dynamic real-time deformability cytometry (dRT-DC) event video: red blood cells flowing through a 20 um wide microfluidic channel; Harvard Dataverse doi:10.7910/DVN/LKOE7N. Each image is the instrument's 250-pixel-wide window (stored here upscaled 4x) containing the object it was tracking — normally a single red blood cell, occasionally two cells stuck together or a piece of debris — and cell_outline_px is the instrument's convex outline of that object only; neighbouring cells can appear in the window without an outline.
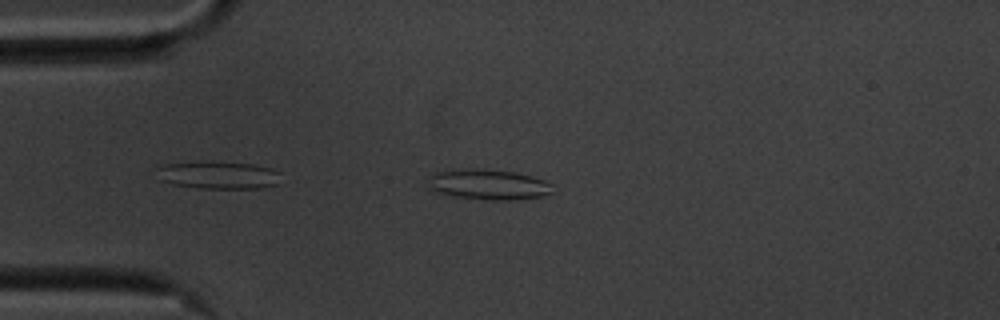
{"species": "common noctule bat (a hibernating species)", "species_latin": "Nyctalus noctula", "temperature_condition": "cold", "stored_images_in_passage": 37, "camera_frame_rate_fps": 3000, "um_per_image_px": 0.085, "animal": {"sex": "male", "body_mass_g": 20.1, "forearm_length_mm": 53.5}, "frame": {"image": 1, "passage_image": 4, "time_ms": 1.0, "image_size_px": [1000, 320], "cell_outline_px": [[552, 192], [544, 196], [508, 200], [492, 200], [452, 196], [436, 192], [428, 188], [428, 184], [432, 172], [516, 172], [532, 176], [544, 180], [552, 184]], "centroid_in_image_um": [41.57, 15.75], "position_along_channel_um": 43.4, "area_um2": 20.87}}
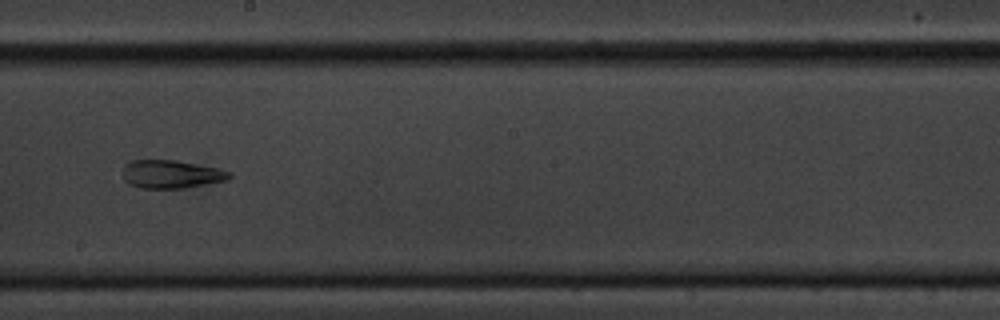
{"frame": {"image": 2, "passage_image": 22, "time_ms": 7.0, "image_size_px": [1000, 320], "cell_outline_px": [[232, 176], [228, 180], [184, 188], [140, 188], [128, 184], [124, 180], [124, 164], [132, 160], [176, 160], [216, 168], [232, 172]], "centroid_in_image_um": [14.55, 14.81], "position_along_channel_um": 233.6, "area_um2": 17.51}}
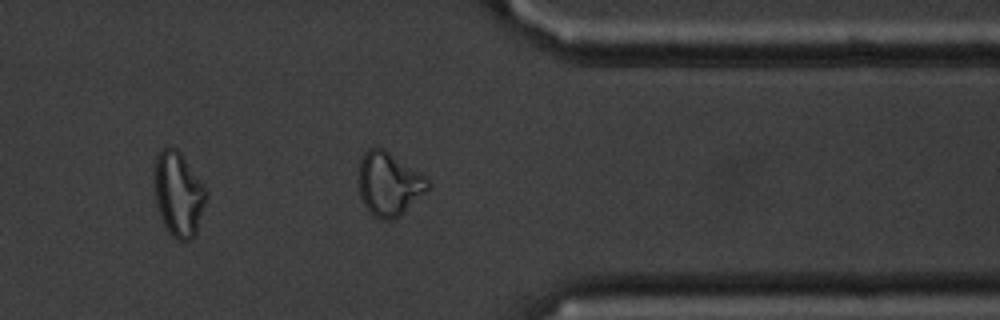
{"frame": {"image": 3, "passage_image": 35, "time_ms": 11.333, "image_size_px": [1000, 320], "cell_outline_px": [[432, 184], [400, 216], [392, 220], [380, 220], [372, 216], [368, 212], [360, 196], [356, 180], [360, 160], [364, 152], [368, 148], [384, 148], [424, 176]], "centroid_in_image_um": [32.99, 15.65], "position_along_channel_um": 378.4, "area_um2": 25.84}, "authors_computed_cell_mechanics": {"area_um2": 17.8602, "velocity_mm_per_s": 3.4997, "shape_relaxation_time_tau1_ms": null, "shape_relaxation_time_tau2_ms": 4.6951, "deformation_change_tau1": null, "deformation_change_tau2": 0.1431}}